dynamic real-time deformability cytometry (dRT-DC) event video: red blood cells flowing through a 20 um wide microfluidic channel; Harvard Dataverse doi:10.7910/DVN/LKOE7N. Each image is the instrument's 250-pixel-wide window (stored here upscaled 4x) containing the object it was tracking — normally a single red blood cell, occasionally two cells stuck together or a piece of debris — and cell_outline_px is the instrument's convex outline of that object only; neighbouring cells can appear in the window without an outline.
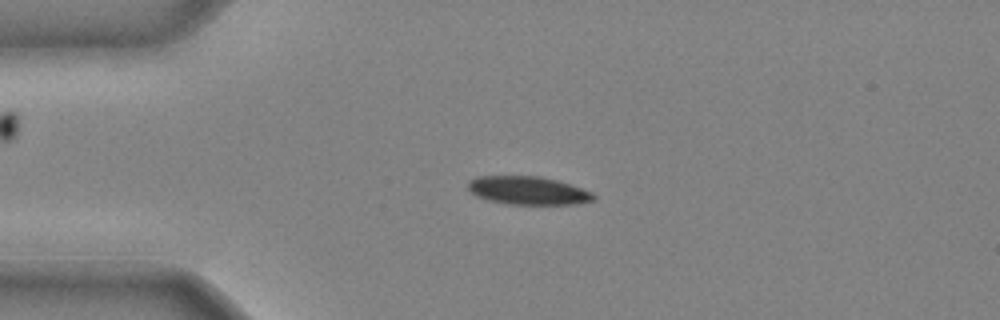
{"species": "common noctule bat (a hibernating species)", "species_latin": "Nyctalus noctula", "temperature_condition": "cold", "stored_images_in_passage": 40, "camera_frame_rate_fps": 3000, "um_per_image_px": 0.085, "animal": {"sex": "male", "body_mass_g": 20.4}, "frame": {"image": 1, "passage_image": 8, "time_ms": 2.333, "image_size_px": [1000, 320], "cell_outline_px": [[596, 200], [576, 204], [508, 204], [488, 200], [476, 196], [468, 188], [468, 180], [476, 176], [540, 176], [556, 180], [592, 192], [596, 196]], "centroid_in_image_um": [44.87, 16.19], "position_along_channel_um": 40.1, "area_um2": 20.63}}
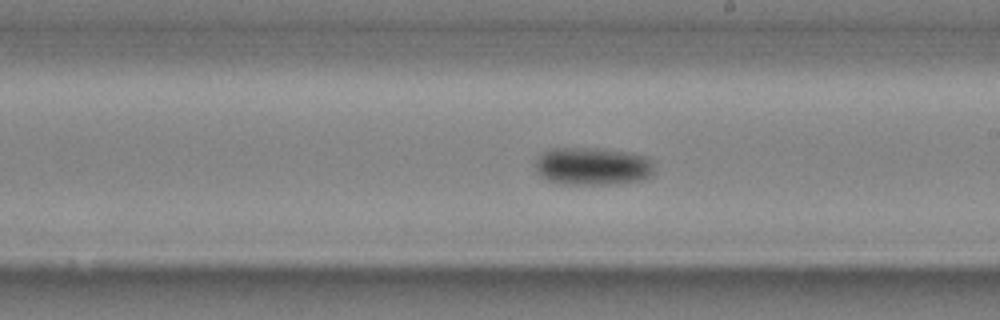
{"frame": {"image": 2, "passage_image": 23, "time_ms": 7.333, "image_size_px": [1000, 320], "cell_outline_px": [[652, 172], [648, 176], [640, 180], [616, 184], [568, 184], [548, 180], [540, 176], [536, 172], [536, 160], [544, 152], [552, 148], [604, 148], [632, 152], [648, 156], [652, 160]], "centroid_in_image_um": [50.39, 14.11], "position_along_channel_um": 238.6, "area_um2": 26.3}}
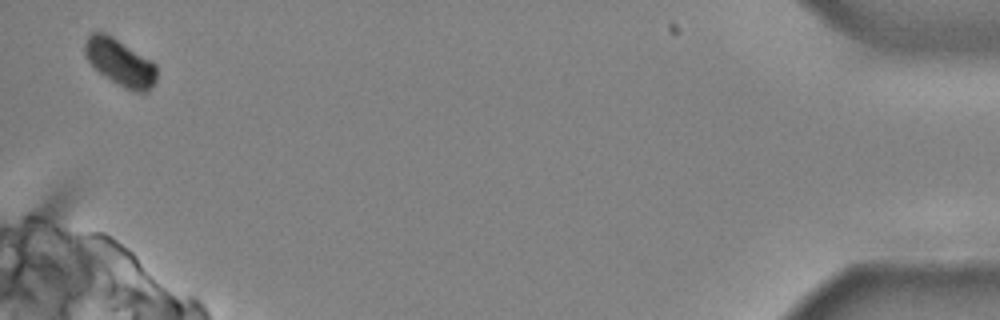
{"frame": {"image": 3, "passage_image": 40, "time_ms": 13.0, "image_size_px": [1000, 320], "cell_outline_px": [[156, 80], [148, 92], [136, 92], [124, 88], [100, 72], [88, 60], [84, 52], [84, 44], [88, 36], [92, 32], [104, 32], [112, 36], [152, 60], [156, 64]], "centroid_in_image_um": [10.23, 5.3], "position_along_channel_um": 425.0, "area_um2": 19.42}}